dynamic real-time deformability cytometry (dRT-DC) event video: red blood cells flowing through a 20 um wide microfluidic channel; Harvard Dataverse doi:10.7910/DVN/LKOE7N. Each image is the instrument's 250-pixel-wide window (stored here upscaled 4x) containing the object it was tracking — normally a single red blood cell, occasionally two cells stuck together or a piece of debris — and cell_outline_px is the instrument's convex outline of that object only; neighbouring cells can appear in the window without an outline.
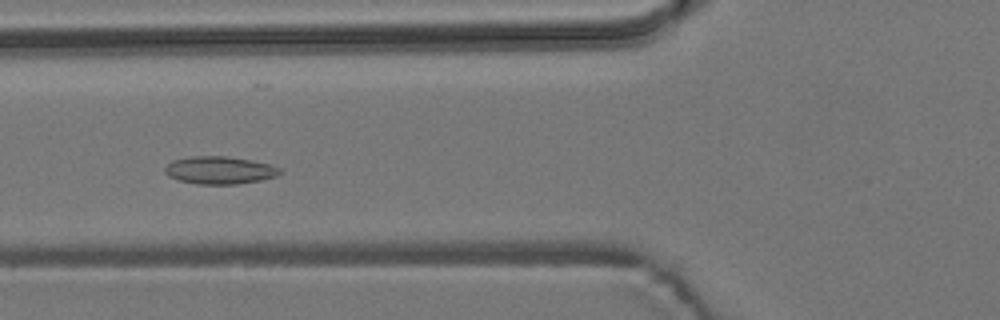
{"species": "common noctule bat (a hibernating species)", "species_latin": "Nyctalus noctula", "temperature_condition": "room temperature", "stored_images_in_passage": 55, "camera_frame_rate_fps": 3000, "um_per_image_px": 0.085, "animal": {"sex": "male", "body_mass_g": 19.2, "forearm_length_mm": 51.8}, "frame": {"image": 1, "passage_image": 21, "time_ms": 6.667, "image_size_px": [1000, 320], "cell_outline_px": [[280, 172], [276, 176], [260, 180], [236, 184], [196, 184], [180, 180], [168, 176], [164, 172], [164, 168], [172, 160], [192, 156], [224, 156], [252, 160], [272, 164], [280, 168]], "centroid_in_image_um": [18.66, 14.46], "position_along_channel_um": 107.1, "area_um2": 18.5}}
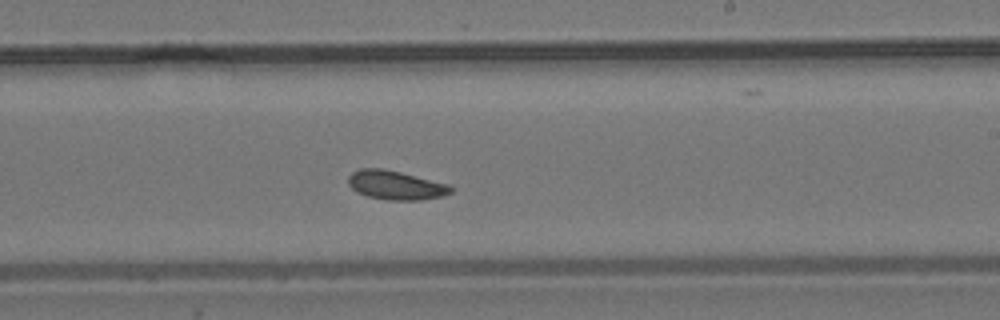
{"frame": {"image": 2, "passage_image": 33, "time_ms": 10.667, "image_size_px": [1000, 320], "cell_outline_px": [[452, 192], [444, 196], [420, 200], [388, 200], [368, 196], [356, 192], [348, 184], [348, 176], [352, 172], [360, 168], [384, 168], [448, 184], [452, 188]], "centroid_in_image_um": [33.61, 15.74], "position_along_channel_um": 255.4, "area_um2": 17.34}}
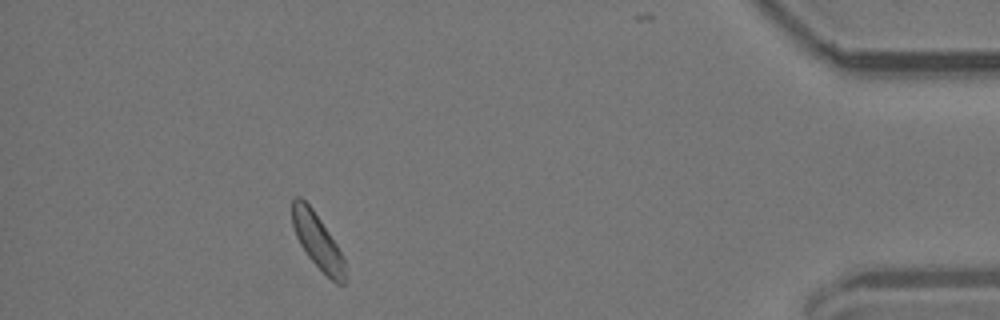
{"frame": {"image": 3, "passage_image": 50, "time_ms": 16.333, "image_size_px": [1000, 320], "cell_outline_px": [[348, 280], [344, 284], [336, 284], [308, 256], [300, 244], [296, 236], [292, 224], [292, 200], [296, 196], [300, 196], [312, 208], [336, 244], [344, 260]], "centroid_in_image_um": [27.0, 20.52], "position_along_channel_um": 408.2, "area_um2": 16.76}, "authors_computed_cell_mechanics": {"area_um2": 17.3978, "velocity_mm_per_s": 3.7015, "shape_relaxation_time_tau1_ms": null, "shape_relaxation_time_tau2_ms": 7.4147, "deformation_change_tau1": null, "deformation_change_tau2": 0.1104}}